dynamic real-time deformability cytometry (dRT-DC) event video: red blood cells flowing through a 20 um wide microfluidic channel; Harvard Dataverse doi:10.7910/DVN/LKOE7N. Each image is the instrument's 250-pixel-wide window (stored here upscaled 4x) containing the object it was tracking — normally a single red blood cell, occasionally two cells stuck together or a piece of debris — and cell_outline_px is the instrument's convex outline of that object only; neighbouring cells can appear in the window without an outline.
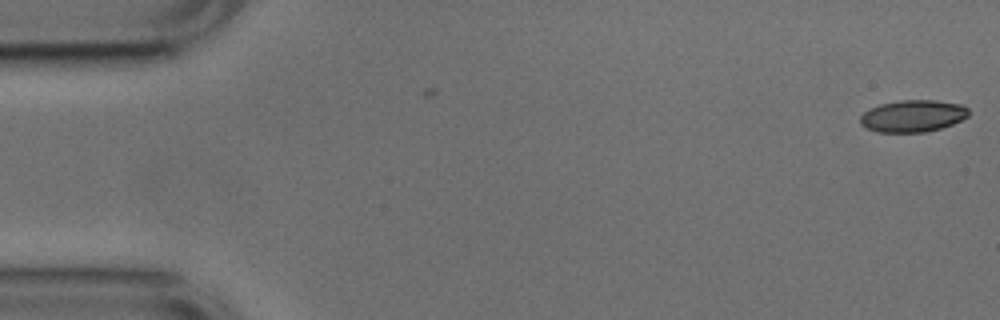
{"species": "common noctule bat (a hibernating species)", "species_latin": "Nyctalus noctula", "temperature_condition": "cold", "stored_images_in_passage": 5, "camera_frame_rate_fps": 3000, "um_per_image_px": 0.085, "animal": {"sex": "male", "body_mass_g": 17.9, "forearm_length_mm": 54.2}, "frame": {"image": 1, "passage_image": 5, "time_ms": 1.333, "image_size_px": [1000, 320], "cell_outline_px": [[968, 116], [952, 124], [940, 128], [924, 132], [876, 132], [860, 124], [860, 116], [864, 112], [880, 104], [900, 100], [936, 100], [964, 104], [968, 108]], "centroid_in_image_um": [77.6, 9.85], "position_along_channel_um": 7.4, "area_um2": 20.17}}